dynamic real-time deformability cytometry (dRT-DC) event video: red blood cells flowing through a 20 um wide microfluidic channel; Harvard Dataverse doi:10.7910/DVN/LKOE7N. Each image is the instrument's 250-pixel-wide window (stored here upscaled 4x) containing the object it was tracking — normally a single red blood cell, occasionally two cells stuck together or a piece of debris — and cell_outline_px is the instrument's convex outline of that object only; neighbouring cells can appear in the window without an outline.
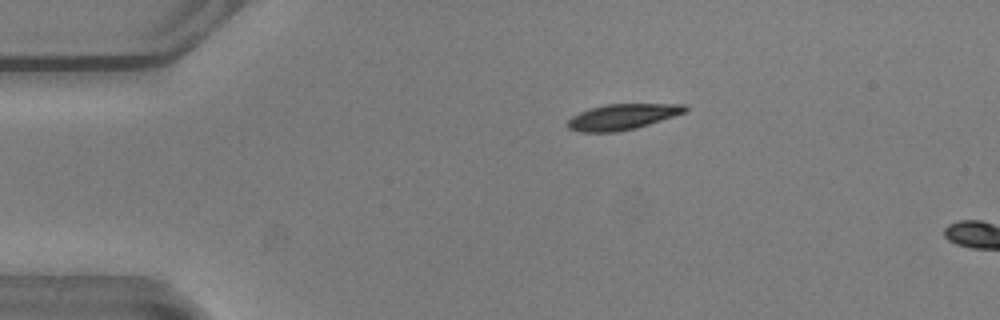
{"species": "common noctule bat (a hibernating species)", "species_latin": "Nyctalus noctula", "temperature_condition": "warm", "stored_images_in_passage": 13, "camera_frame_rate_fps": 3000, "um_per_image_px": 0.085, "animal": {"sex": "male", "body_mass_g": 20.5, "forearm_length_mm": 52.5}, "frame": {"image": 1, "passage_image": 10, "time_ms": 3.0, "image_size_px": [1000, 320], "cell_outline_px": [[688, 112], [636, 128], [616, 132], [580, 132], [568, 128], [568, 120], [572, 116], [580, 112], [604, 104], [684, 104], [688, 108]], "centroid_in_image_um": [52.94, 9.93], "position_along_channel_um": 32.1, "area_um2": 17.57}}